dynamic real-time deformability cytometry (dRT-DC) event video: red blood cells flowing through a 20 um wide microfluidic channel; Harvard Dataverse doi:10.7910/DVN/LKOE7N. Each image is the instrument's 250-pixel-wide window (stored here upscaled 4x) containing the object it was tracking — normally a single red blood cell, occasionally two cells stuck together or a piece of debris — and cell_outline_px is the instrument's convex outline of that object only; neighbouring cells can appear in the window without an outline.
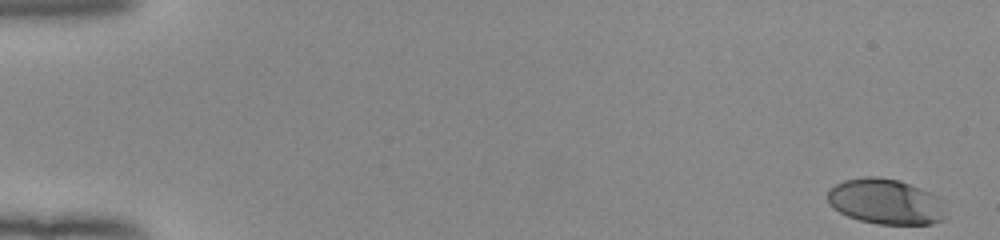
{"species": "human", "species_latin": "Homo sapiens", "temperature_condition": "room temperature", "stored_images_in_passage": 53, "camera_frame_rate_fps": 3000, "um_per_image_px": 0.085, "donor": {"sex": "female"}, "frame": {"image": 1, "passage_image": 1, "time_ms": 0.0, "image_size_px": [1000, 240], "cell_outline_px": [[944, 220], [932, 224], [880, 224], [860, 220], [848, 216], [832, 208], [828, 204], [828, 188], [844, 180], [864, 176], [876, 176], [900, 180], [940, 196], [944, 216]], "centroid_in_image_um": [75.26, 17.12], "position_along_channel_um": 9.7, "area_um2": 31.44}}
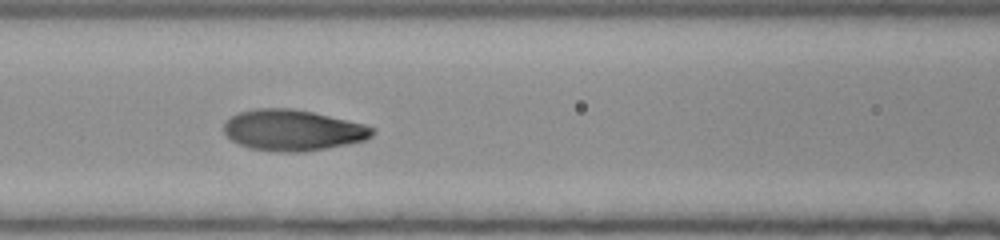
{"frame": {"image": 2, "passage_image": 24, "time_ms": 7.667, "image_size_px": [1000, 240], "cell_outline_px": [[376, 132], [372, 136], [364, 140], [328, 148], [304, 152], [280, 152], [248, 148], [232, 140], [224, 132], [224, 124], [232, 116], [240, 112], [256, 108], [292, 108], [312, 112], [348, 120], [364, 124], [376, 128]], "centroid_in_image_um": [24.91, 11.07], "position_along_channel_um": 141.7, "area_um2": 35.43}}
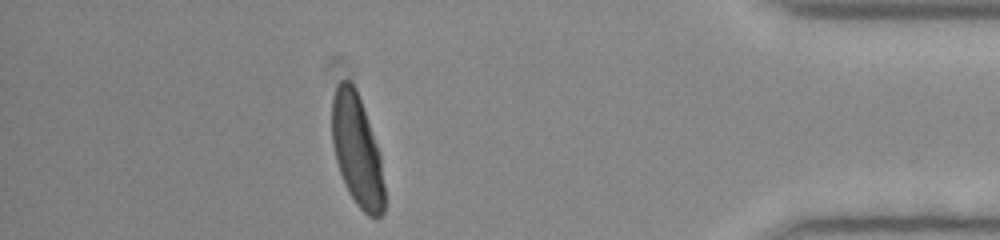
{"frame": {"image": 3, "passage_image": 47, "time_ms": 15.333, "image_size_px": [1000, 240], "cell_outline_px": [[384, 212], [376, 220], [368, 216], [356, 204], [348, 192], [344, 184], [336, 160], [332, 144], [332, 96], [336, 84], [340, 80], [348, 80], [356, 88], [380, 152], [384, 184]], "centroid_in_image_um": [30.34, 12.8], "position_along_channel_um": 404.9, "area_um2": 34.39}}